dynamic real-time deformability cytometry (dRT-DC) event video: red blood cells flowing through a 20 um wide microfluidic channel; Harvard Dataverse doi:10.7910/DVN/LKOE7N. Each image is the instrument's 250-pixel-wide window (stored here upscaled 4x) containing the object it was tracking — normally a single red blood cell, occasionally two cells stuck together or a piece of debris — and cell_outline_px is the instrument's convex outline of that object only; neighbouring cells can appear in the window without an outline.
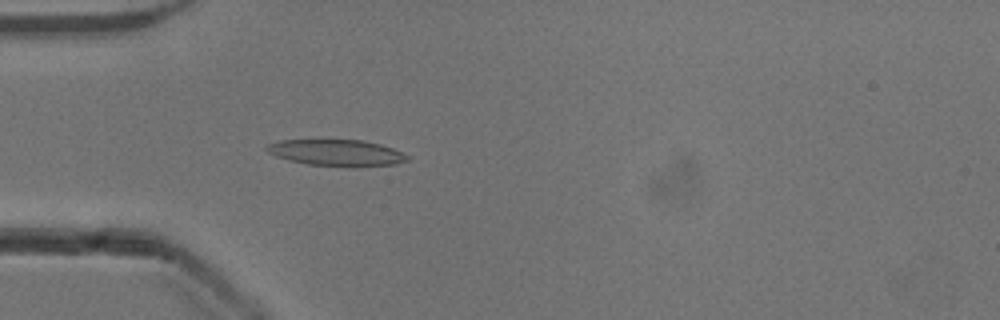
{"species": "common noctule bat (a hibernating species)", "species_latin": "Nyctalus noctula", "temperature_condition": "cold", "stored_images_in_passage": 53, "camera_frame_rate_fps": 3000, "um_per_image_px": 0.085, "animal": {"sex": "male", "body_mass_g": 13.3}, "frame": {"image": 1, "passage_image": 16, "time_ms": 5.0, "image_size_px": [1000, 320], "cell_outline_px": [[408, 160], [396, 164], [356, 168], [352, 168], [308, 164], [288, 160], [276, 156], [268, 152], [264, 148], [268, 144], [280, 140], [364, 140], [380, 144], [392, 148], [408, 156]], "centroid_in_image_um": [28.62, 13.0], "position_along_channel_um": 56.4, "area_um2": 21.85}}
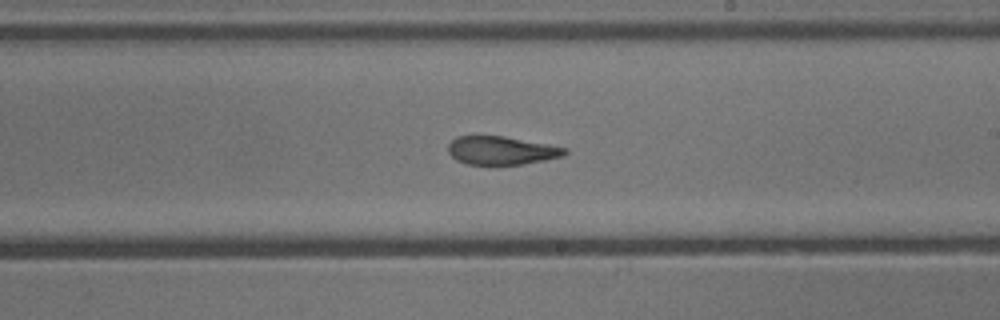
{"frame": {"image": 2, "passage_image": 31, "time_ms": 10.0, "image_size_px": [1000, 320], "cell_outline_px": [[568, 152], [564, 156], [524, 164], [496, 168], [468, 164], [456, 160], [448, 152], [448, 144], [456, 136], [504, 136], [568, 148]], "centroid_in_image_um": [42.6, 12.84], "position_along_channel_um": 246.4, "area_um2": 20.0}}
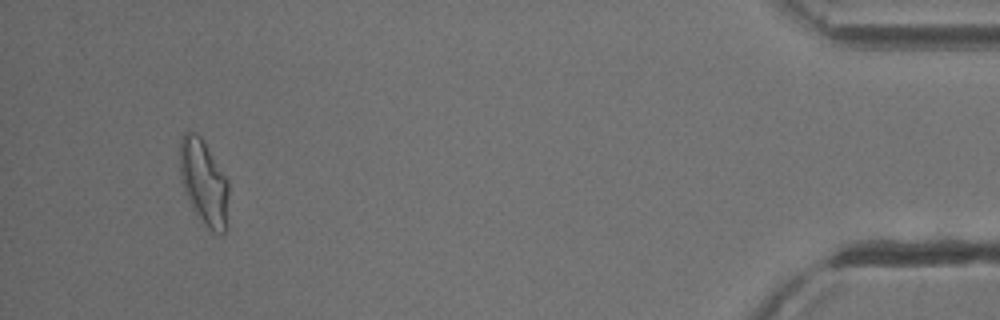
{"frame": {"image": 3, "passage_image": 50, "time_ms": 16.333, "image_size_px": [1000, 320], "cell_outline_px": [[228, 228], [220, 236], [208, 228], [204, 224], [192, 208], [184, 192], [180, 172], [180, 136], [184, 132], [196, 132], [204, 140], [228, 180]], "centroid_in_image_um": [17.35, 15.52], "position_along_channel_um": 417.9, "area_um2": 24.68}, "authors_computed_cell_mechanics": {"area_um2": 21.675, "velocity_mm_per_s": 3.8954, "shape_relaxation_time_tau1_ms": null, "shape_relaxation_time_tau2_ms": 2.2857, "deformation_change_tau1": null, "deformation_change_tau2": 0.1078}}